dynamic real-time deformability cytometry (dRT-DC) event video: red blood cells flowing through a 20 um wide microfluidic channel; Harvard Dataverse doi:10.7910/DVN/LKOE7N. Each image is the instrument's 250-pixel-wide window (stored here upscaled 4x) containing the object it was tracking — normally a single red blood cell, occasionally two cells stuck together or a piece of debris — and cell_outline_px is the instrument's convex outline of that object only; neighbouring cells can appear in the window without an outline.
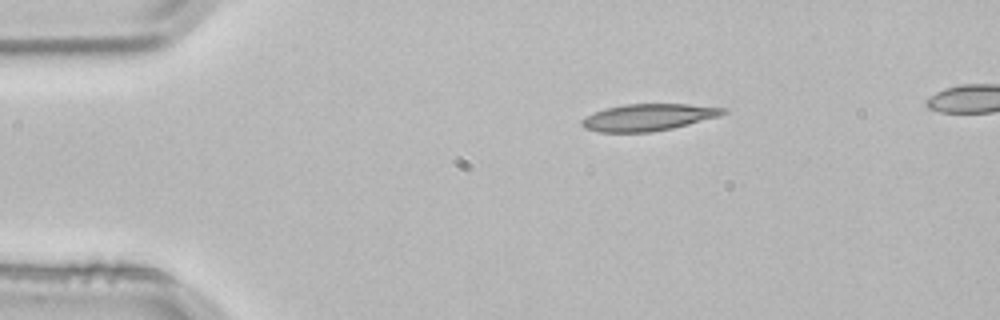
{"species": "common noctule bat (a hibernating species)", "species_latin": "Nyctalus noctula", "temperature_condition": "room temperature", "stored_images_in_passage": 2, "camera_frame_rate_fps": 3000, "um_per_image_px": 0.085, "animal": {"sex": "male", "body_mass_g": 21.5, "forearm_length_mm": 52.0}, "frame": {"image": 1, "passage_image": 1, "time_ms": 0.0, "image_size_px": [1000, 320], "cell_outline_px": [[728, 112], [720, 116], [672, 128], [652, 132], [600, 132], [584, 128], [580, 124], [580, 120], [604, 108], [624, 104], [688, 104], [728, 108]], "centroid_in_image_um": [55.12, 9.96], "position_along_channel_um": 29.9, "area_um2": 22.14}}